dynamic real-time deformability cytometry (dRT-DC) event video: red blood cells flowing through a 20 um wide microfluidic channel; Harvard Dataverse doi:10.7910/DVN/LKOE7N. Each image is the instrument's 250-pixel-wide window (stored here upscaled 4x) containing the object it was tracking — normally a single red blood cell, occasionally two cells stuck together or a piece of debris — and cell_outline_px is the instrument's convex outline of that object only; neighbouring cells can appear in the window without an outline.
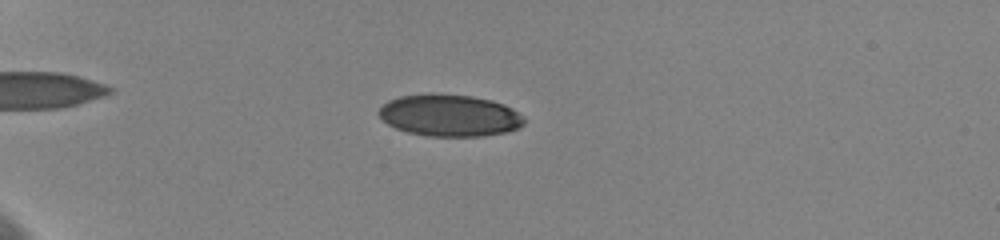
{"species": "human", "species_latin": "Homo sapiens", "temperature_condition": "cold", "stored_images_in_passage": 100, "camera_frame_rate_fps": 3000, "um_per_image_px": 0.085, "donor": {"sex": "female"}, "frame": {"image": 1, "passage_image": 22, "time_ms": 6.0, "image_size_px": [1000, 240], "cell_outline_px": [[524, 124], [516, 128], [504, 132], [484, 136], [424, 136], [408, 132], [396, 128], [388, 124], [376, 112], [388, 100], [400, 96], [432, 92], [472, 96], [492, 100], [504, 104], [512, 108], [524, 116]], "centroid_in_image_um": [38.2, 9.79], "position_along_channel_um": 46.8, "area_um2": 35.72}}
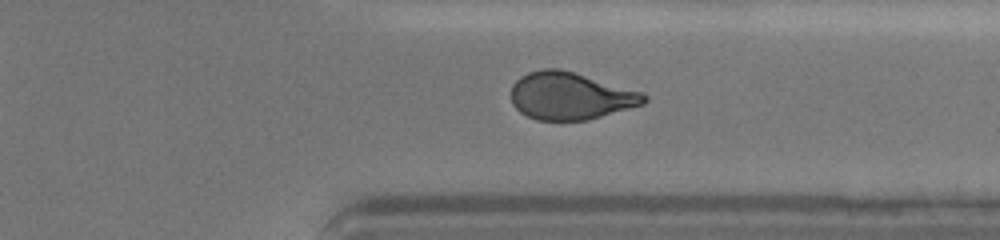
{"frame": {"image": 2, "passage_image": 72, "time_ms": 16.0, "image_size_px": [1000, 240], "cell_outline_px": [[648, 100], [644, 104], [588, 120], [536, 120], [520, 112], [512, 104], [512, 84], [520, 76], [528, 72], [544, 68], [560, 68], [644, 92], [648, 96]], "centroid_in_image_um": [48.5, 8.15], "position_along_channel_um": 362.9, "area_um2": 36.88}}
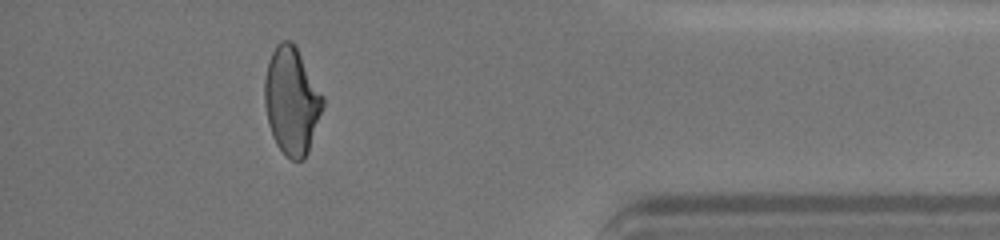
{"frame": {"image": 3, "passage_image": 86, "time_ms": 18.0, "image_size_px": [1000, 240], "cell_outline_px": [[324, 104], [308, 152], [304, 160], [292, 160], [276, 144], [272, 136], [268, 124], [264, 104], [264, 80], [268, 60], [276, 44], [280, 40], [292, 40], [296, 44], [324, 96]], "centroid_in_image_um": [24.78, 8.52], "position_along_channel_um": 410.4, "area_um2": 36.76}, "authors_computed_cell_mechanics": {"area_um2": 36.8186, "velocity_mm_per_s": 3.6462, "shape_relaxation_time_tau1_ms": 6.3822, "shape_relaxation_time_tau2_ms": 1.0385, "deformation_change_tau1": 0.1614, "deformation_change_tau2": 0.0532}}